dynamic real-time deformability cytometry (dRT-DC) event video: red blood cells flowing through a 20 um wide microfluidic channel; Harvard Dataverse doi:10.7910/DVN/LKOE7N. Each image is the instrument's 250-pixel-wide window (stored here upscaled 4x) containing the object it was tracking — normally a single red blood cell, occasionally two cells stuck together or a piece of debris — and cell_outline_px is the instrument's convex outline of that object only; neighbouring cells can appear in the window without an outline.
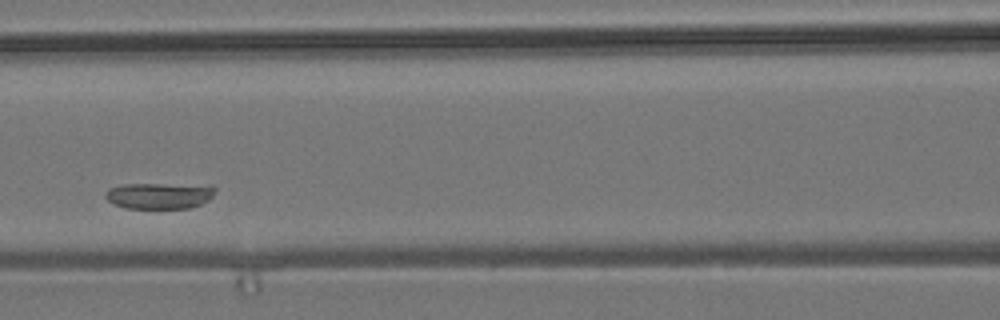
{"species": "common noctule bat (a hibernating species)", "species_latin": "Nyctalus noctula", "temperature_condition": "room temperature", "stored_images_in_passage": 9, "camera_frame_rate_fps": 3000, "um_per_image_px": 0.085, "animal": {"sex": "male", "body_mass_g": 19.2, "forearm_length_mm": 51.8}, "frame": {"image": 1, "passage_image": 8, "time_ms": 8.333, "image_size_px": [1000, 320], "cell_outline_px": [[216, 192], [208, 200], [200, 204], [188, 208], [128, 208], [116, 204], [108, 200], [104, 196], [104, 192], [108, 188], [124, 184], [212, 184], [216, 188]], "centroid_in_image_um": [13.59, 16.6], "position_along_channel_um": 153.0, "area_um2": 16.94}}
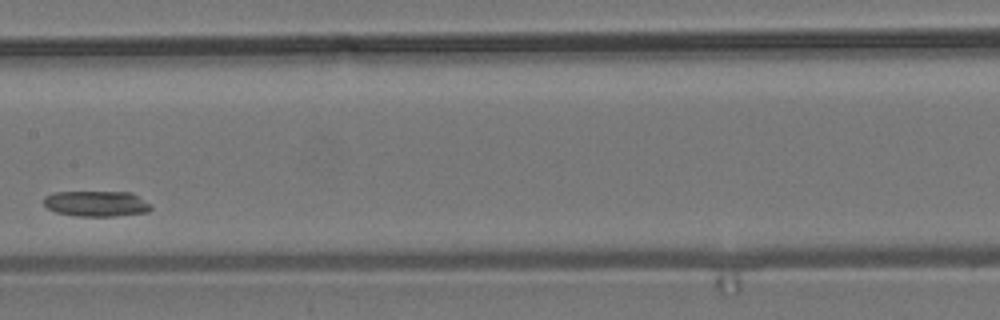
{"frame": {"image": 2, "passage_image": 9, "time_ms": 9.667, "image_size_px": [1000, 320], "cell_outline_px": [[152, 208], [148, 212], [116, 216], [76, 216], [56, 212], [48, 208], [44, 204], [44, 196], [56, 192], [132, 192], [152, 204]], "centroid_in_image_um": [8.23, 17.31], "position_along_channel_um": 199.2, "area_um2": 16.13}}